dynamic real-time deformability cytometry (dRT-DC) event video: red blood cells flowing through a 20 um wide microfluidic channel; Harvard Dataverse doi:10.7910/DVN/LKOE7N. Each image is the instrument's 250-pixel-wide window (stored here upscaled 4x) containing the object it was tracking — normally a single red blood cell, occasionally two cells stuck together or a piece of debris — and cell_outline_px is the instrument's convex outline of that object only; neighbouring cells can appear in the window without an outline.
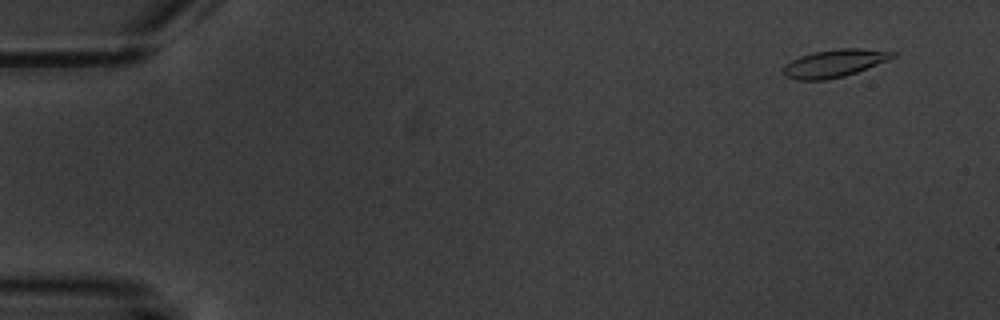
{"species": "common noctule bat (a hibernating species)", "species_latin": "Nyctalus noctula", "temperature_condition": "warm", "stored_images_in_passage": 5, "camera_frame_rate_fps": 3000, "um_per_image_px": 0.085, "animal": {"sex": "male", "body_mass_g": 20.1, "forearm_length_mm": 53.5}, "frame": {"image": 1, "passage_image": 1, "time_ms": 0.0, "image_size_px": [1000, 320], "cell_outline_px": [[896, 56], [856, 72], [844, 76], [824, 80], [796, 80], [784, 76], [784, 64], [800, 56], [812, 52], [840, 48], [860, 48], [896, 52]], "centroid_in_image_um": [70.88, 5.37], "position_along_channel_um": 14.1, "area_um2": 17.46}}
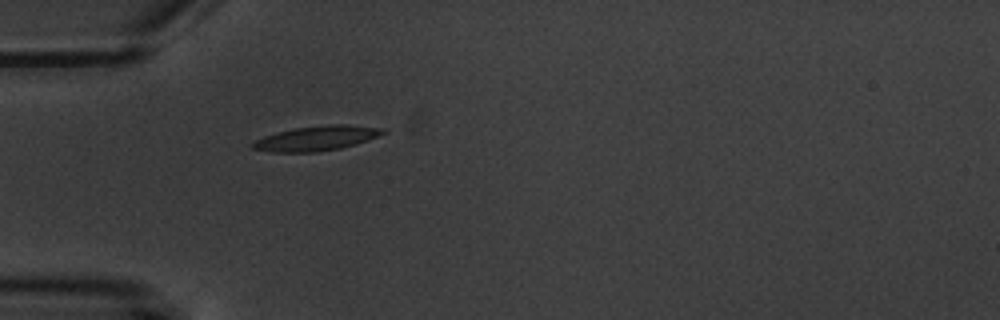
{"frame": {"image": 2, "passage_image": 5, "time_ms": 4.667, "image_size_px": [1000, 320], "cell_outline_px": [[388, 132], [368, 140], [356, 144], [340, 148], [316, 152], [272, 152], [252, 148], [248, 144], [264, 136], [276, 132], [296, 128], [328, 124], [348, 124], [384, 128]], "centroid_in_image_um": [26.92, 11.75], "position_along_channel_um": 58.1, "area_um2": 18.9}}